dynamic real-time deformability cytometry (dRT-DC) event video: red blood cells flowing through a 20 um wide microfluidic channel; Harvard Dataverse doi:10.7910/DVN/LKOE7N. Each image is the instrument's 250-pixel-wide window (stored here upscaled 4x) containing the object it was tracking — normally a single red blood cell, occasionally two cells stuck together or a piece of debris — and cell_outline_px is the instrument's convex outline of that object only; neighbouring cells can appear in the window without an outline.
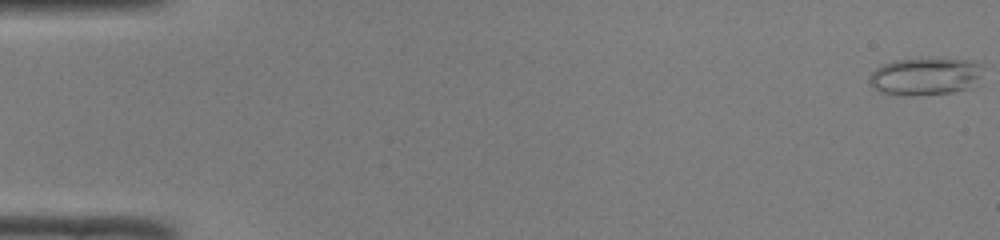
{"species": "common noctule bat (a hibernating species)", "species_latin": "Nyctalus noctula", "temperature_condition": "room temperature", "stored_images_in_passage": 10, "camera_frame_rate_fps": 3000, "um_per_image_px": 0.085, "animal": {"sex": "male", "body_mass_g": 19.0, "forearm_length_mm": 50.8}, "frame": {"image": 1, "passage_image": 1, "time_ms": 0.0, "image_size_px": [1000, 240], "cell_outline_px": [[984, 64], [968, 88], [952, 92], [916, 96], [900, 96], [880, 92], [872, 88], [868, 80], [872, 72], [876, 68], [884, 64], [896, 60], [972, 60]], "centroid_in_image_um": [78.54, 6.53], "position_along_channel_um": 6.5, "area_um2": 24.22}}